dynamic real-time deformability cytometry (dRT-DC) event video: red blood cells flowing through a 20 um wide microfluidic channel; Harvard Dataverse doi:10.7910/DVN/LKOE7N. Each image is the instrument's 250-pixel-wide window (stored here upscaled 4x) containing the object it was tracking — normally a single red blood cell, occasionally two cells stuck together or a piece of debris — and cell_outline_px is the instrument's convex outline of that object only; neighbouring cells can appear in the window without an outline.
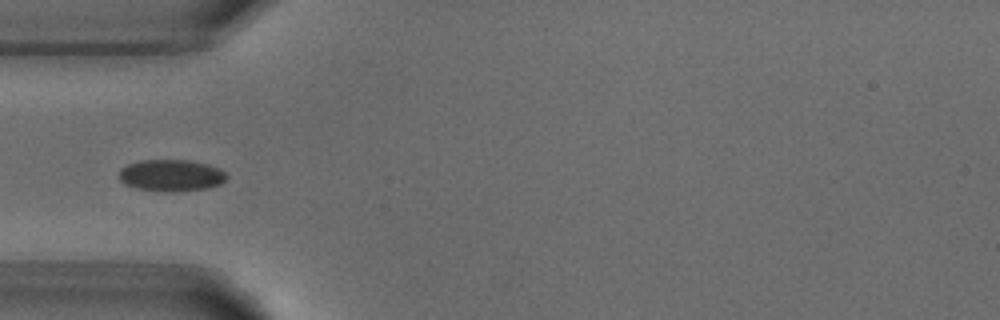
{"species": "common noctule bat (a hibernating species)", "species_latin": "Nyctalus noctula", "temperature_condition": "warm", "stored_images_in_passage": 6, "camera_frame_rate_fps": 3000, "um_per_image_px": 0.085, "animal": {"sex": "male", "body_mass_g": 18.8}, "frame": {"image": 1, "passage_image": 3, "time_ms": 3.333, "image_size_px": [1000, 320], "cell_outline_px": [[228, 176], [220, 184], [208, 188], [172, 192], [164, 192], [136, 188], [124, 184], [120, 180], [120, 168], [128, 164], [140, 160], [192, 160], [208, 164], [220, 168]], "centroid_in_image_um": [14.55, 14.9], "position_along_channel_um": 70.4, "area_um2": 20.06}}
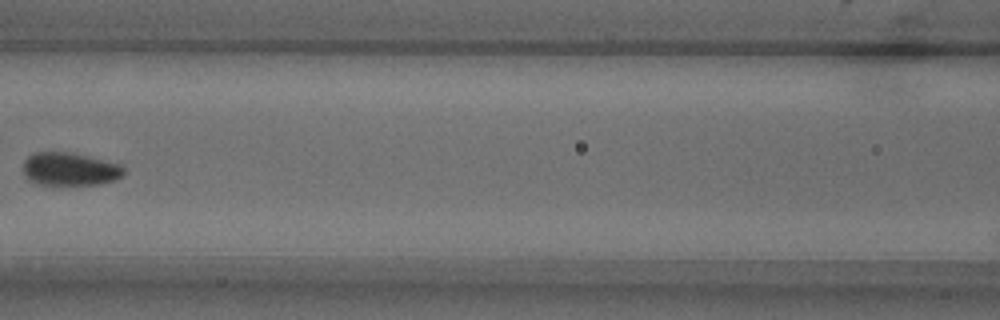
{"frame": {"image": 2, "passage_image": 5, "time_ms": 5.667, "image_size_px": [1000, 320], "cell_outline_px": [[124, 176], [116, 180], [100, 184], [36, 184], [28, 180], [24, 176], [24, 160], [28, 156], [36, 152], [64, 152], [88, 156], [120, 164], [124, 168]], "centroid_in_image_um": [5.94, 14.38], "position_along_channel_um": 160.7, "area_um2": 19.36}}
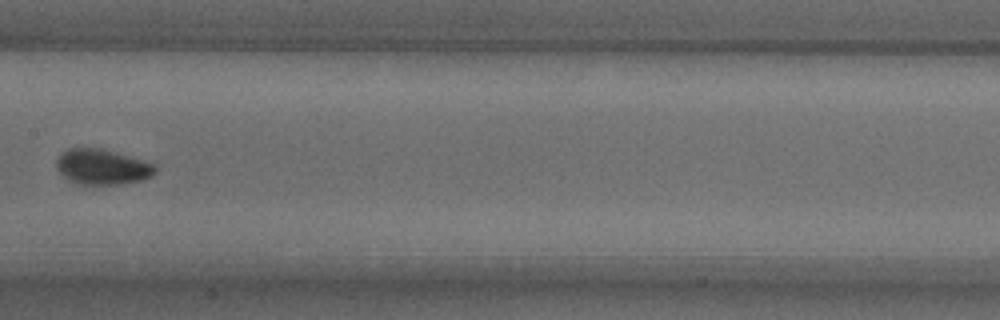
{"frame": {"image": 3, "passage_image": 6, "time_ms": 6.667, "image_size_px": [1000, 320], "cell_outline_px": [[156, 172], [152, 176], [144, 180], [120, 184], [72, 184], [56, 168], [56, 160], [60, 152], [68, 148], [100, 148], [156, 164]], "centroid_in_image_um": [8.67, 14.19], "position_along_channel_um": 198.7, "area_um2": 20.52}}